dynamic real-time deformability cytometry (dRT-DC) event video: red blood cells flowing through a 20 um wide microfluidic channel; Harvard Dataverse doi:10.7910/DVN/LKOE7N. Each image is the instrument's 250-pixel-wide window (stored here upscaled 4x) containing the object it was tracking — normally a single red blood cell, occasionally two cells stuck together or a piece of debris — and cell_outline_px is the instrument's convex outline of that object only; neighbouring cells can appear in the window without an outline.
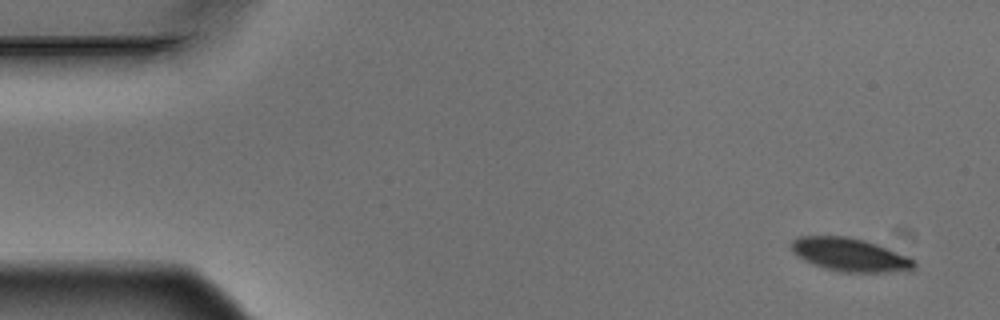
{"species": "Egyptian fruit bat (a non-hibernating species)", "species_latin": "Rousettus aegyptiacus", "temperature_condition": "warm", "stored_images_in_passage": 5, "camera_frame_rate_fps": 3000, "um_per_image_px": 0.085, "animal": {"sex": "male"}, "frame": {"image": 1, "passage_image": 1, "time_ms": 0.0, "image_size_px": [1000, 320], "cell_outline_px": [[916, 268], [908, 272], [840, 272], [824, 268], [812, 264], [804, 260], [792, 252], [788, 244], [792, 240], [800, 236], [848, 236], [864, 240], [876, 244], [916, 260]], "centroid_in_image_um": [72.24, 21.66], "position_along_channel_um": 12.8, "area_um2": 24.1}}
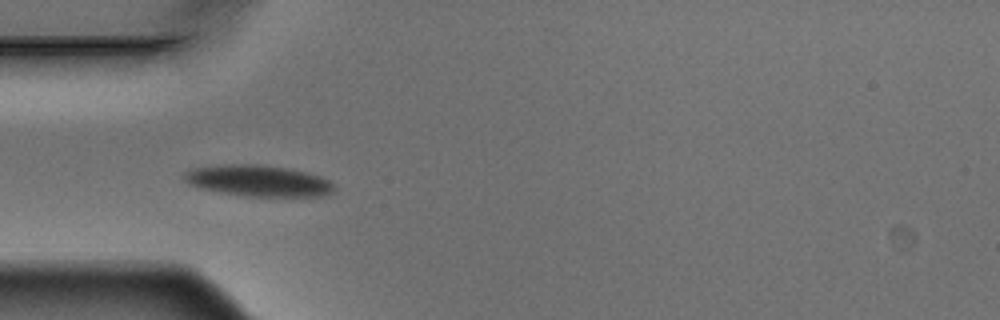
{"frame": {"image": 2, "passage_image": 4, "time_ms": 1.0, "image_size_px": [1000, 320], "cell_outline_px": [[336, 188], [328, 196], [244, 196], [220, 192], [200, 188], [188, 184], [184, 180], [184, 172], [192, 168], [220, 164], [252, 164], [284, 168], [304, 172], [320, 176], [328, 180]], "centroid_in_image_um": [21.92, 15.37], "position_along_channel_um": 63.1, "area_um2": 27.22}}
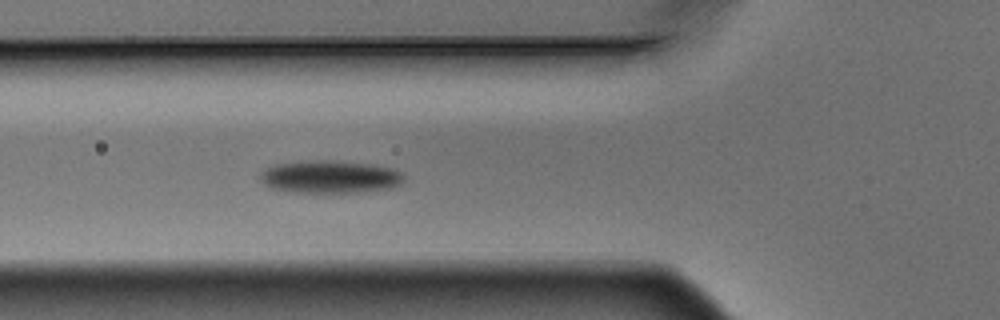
{"frame": {"image": 3, "passage_image": 5, "time_ms": 1.333, "image_size_px": [1000, 320], "cell_outline_px": [[404, 180], [400, 184], [392, 188], [368, 192], [296, 192], [272, 188], [264, 184], [256, 176], [264, 168], [272, 164], [320, 160], [336, 160], [368, 164], [392, 168], [404, 172]], "centroid_in_image_um": [28.05, 15.03], "position_along_channel_um": 97.8, "area_um2": 27.74}}